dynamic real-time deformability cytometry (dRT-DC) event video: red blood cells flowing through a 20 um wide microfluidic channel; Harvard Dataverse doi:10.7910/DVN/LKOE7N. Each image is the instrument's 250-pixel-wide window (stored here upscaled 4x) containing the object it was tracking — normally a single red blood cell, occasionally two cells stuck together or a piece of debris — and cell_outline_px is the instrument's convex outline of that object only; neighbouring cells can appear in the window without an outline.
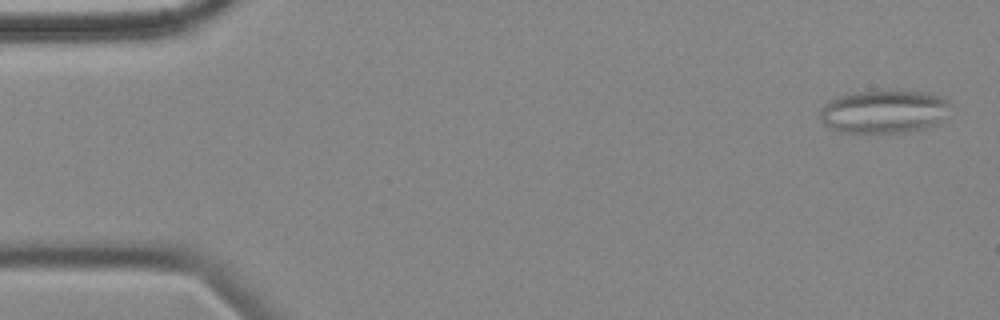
{"species": "common noctule bat (a hibernating species)", "species_latin": "Nyctalus noctula", "temperature_condition": "cold", "stored_images_in_passage": 4, "camera_frame_rate_fps": 3000, "um_per_image_px": 0.085, "animal": {"sex": "female", "body_mass_g": 18.4}, "frame": {"image": 1, "passage_image": 1, "time_ms": 0.0, "image_size_px": [1000, 320], "cell_outline_px": [[952, 104], [936, 124], [928, 128], [904, 132], [840, 132], [824, 124], [820, 120], [820, 112], [824, 104], [828, 100], [840, 96], [856, 92], [924, 92], [944, 96]], "centroid_in_image_um": [75.13, 9.49], "position_along_channel_um": 9.9, "area_um2": 32.37}}